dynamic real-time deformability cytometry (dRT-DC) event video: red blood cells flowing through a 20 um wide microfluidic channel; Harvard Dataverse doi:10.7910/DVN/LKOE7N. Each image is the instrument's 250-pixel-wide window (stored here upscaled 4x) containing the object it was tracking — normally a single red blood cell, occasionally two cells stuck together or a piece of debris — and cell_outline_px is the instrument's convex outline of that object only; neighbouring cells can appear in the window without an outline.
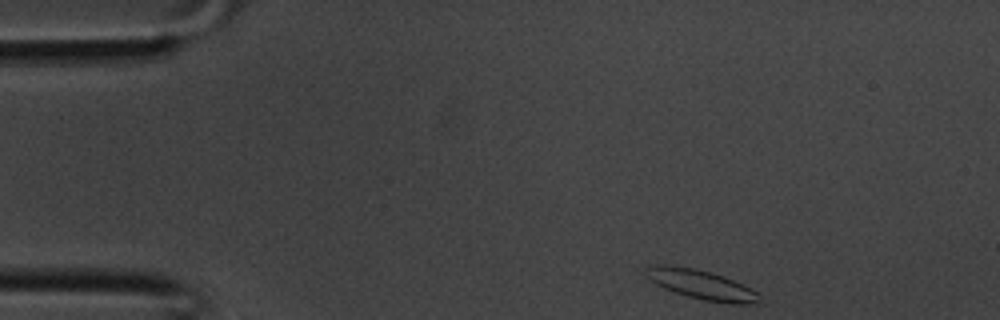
{"species": "common noctule bat (a hibernating species)", "species_latin": "Nyctalus noctula", "temperature_condition": "room temperature", "stored_images_in_passage": 32, "camera_frame_rate_fps": 3000, "um_per_image_px": 0.085, "animal": {"sex": "male", "body_mass_g": 20.1, "forearm_length_mm": 53.5}, "frame": {"image": 1, "passage_image": 1, "time_ms": 0.0, "image_size_px": [1000, 320], "cell_outline_px": [[760, 296], [756, 304], [732, 304], [704, 300], [672, 292], [656, 284], [644, 272], [644, 268], [660, 264], [664, 264], [696, 268], [744, 284], [752, 288]], "centroid_in_image_um": [59.61, 24.2], "position_along_channel_um": 25.4, "area_um2": 19.31}}
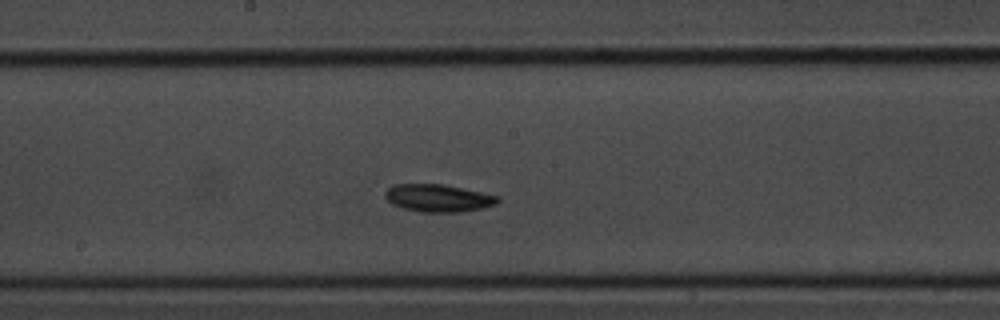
{"frame": {"image": 2, "passage_image": 15, "time_ms": 4.667, "image_size_px": [1000, 320], "cell_outline_px": [[500, 200], [496, 204], [484, 208], [460, 212], [420, 212], [400, 208], [392, 204], [384, 196], [384, 192], [388, 188], [396, 184], [444, 184], [500, 196]], "centroid_in_image_um": [37.25, 16.84], "position_along_channel_um": 211.0, "area_um2": 18.26}}
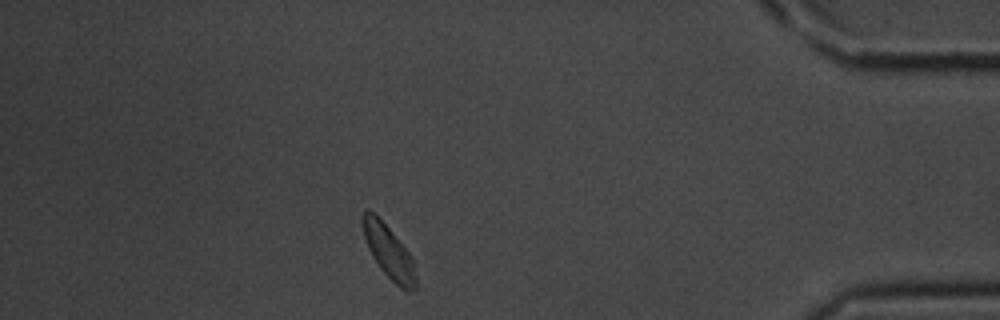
{"frame": {"image": 3, "passage_image": 28, "time_ms": 9.0, "image_size_px": [1000, 320], "cell_outline_px": [[416, 288], [412, 292], [408, 292], [400, 288], [380, 268], [372, 256], [368, 248], [364, 236], [364, 212], [368, 208], [388, 228], [412, 256], [416, 276]], "centroid_in_image_um": [33.09, 21.49], "position_along_channel_um": 402.1, "area_um2": 15.95}}